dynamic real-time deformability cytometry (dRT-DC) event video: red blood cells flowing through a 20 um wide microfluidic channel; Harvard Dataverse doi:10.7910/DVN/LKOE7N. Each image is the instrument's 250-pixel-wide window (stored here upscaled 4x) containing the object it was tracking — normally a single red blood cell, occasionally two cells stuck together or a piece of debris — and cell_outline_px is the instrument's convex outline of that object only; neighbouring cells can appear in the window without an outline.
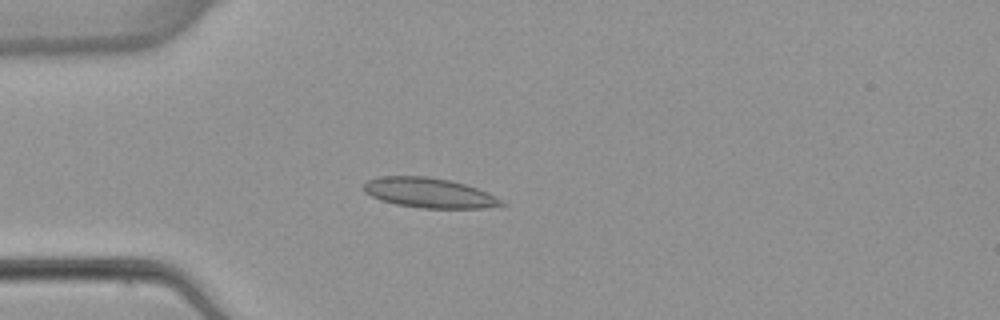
{"species": "common noctule bat (a hibernating species)", "species_latin": "Nyctalus noctula", "temperature_condition": "warm", "stored_images_in_passage": 5, "camera_frame_rate_fps": 3000, "um_per_image_px": 0.085, "animal": {"sex": "female", "body_mass_g": 22.7, "forearm_length_mm": 54.2}, "frame": {"image": 1, "passage_image": 4, "time_ms": 4.667, "image_size_px": [1000, 320], "cell_outline_px": [[504, 204], [484, 208], [424, 208], [396, 204], [380, 200], [364, 192], [364, 184], [368, 180], [376, 176], [424, 176], [448, 180], [464, 184], [488, 192], [500, 200]], "centroid_in_image_um": [36.42, 16.38], "position_along_channel_um": 48.6, "area_um2": 23.7}}